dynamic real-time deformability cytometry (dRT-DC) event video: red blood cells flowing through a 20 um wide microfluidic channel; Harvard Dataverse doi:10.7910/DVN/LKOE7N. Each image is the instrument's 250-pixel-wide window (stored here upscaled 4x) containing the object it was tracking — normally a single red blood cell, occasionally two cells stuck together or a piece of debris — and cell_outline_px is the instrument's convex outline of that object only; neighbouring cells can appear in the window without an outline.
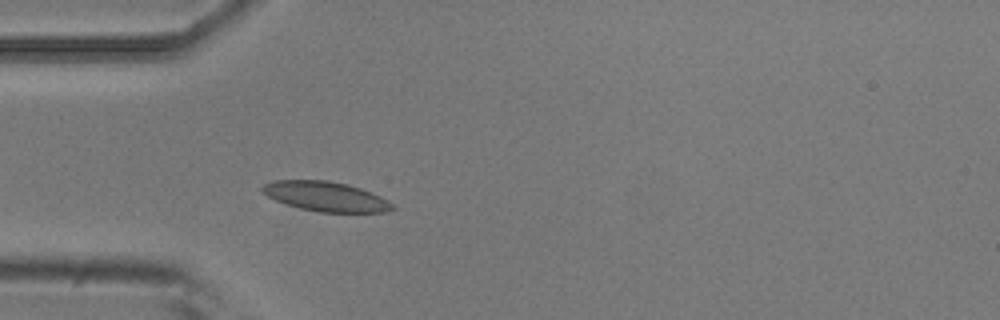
{"species": "common noctule bat (a hibernating species)", "species_latin": "Nyctalus noctula", "temperature_condition": "room temperature", "stored_images_in_passage": 4, "camera_frame_rate_fps": 3000, "um_per_image_px": 0.085, "animal": {"sex": "male", "body_mass_g": 20.5, "forearm_length_mm": 52.5}, "frame": {"image": 1, "passage_image": 4, "time_ms": 1.0, "image_size_px": [1000, 320], "cell_outline_px": [[396, 208], [384, 212], [320, 212], [300, 208], [276, 200], [260, 192], [260, 188], [264, 184], [272, 180], [328, 180], [348, 184], [360, 188], [380, 196], [388, 200]], "centroid_in_image_um": [27.67, 16.69], "position_along_channel_um": 57.3, "area_um2": 22.48}}